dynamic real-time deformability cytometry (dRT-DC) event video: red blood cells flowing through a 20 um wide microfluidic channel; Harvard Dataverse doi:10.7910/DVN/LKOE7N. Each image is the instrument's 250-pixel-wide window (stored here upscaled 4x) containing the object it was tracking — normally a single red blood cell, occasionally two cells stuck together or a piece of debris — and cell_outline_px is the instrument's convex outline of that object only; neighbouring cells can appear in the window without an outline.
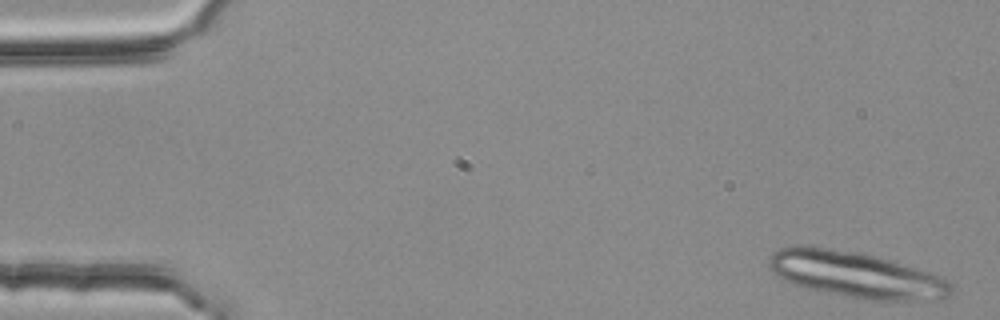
{"species": "common noctule bat (a hibernating species)", "species_latin": "Nyctalus noctula", "temperature_condition": "room temperature", "stored_images_in_passage": 4, "camera_frame_rate_fps": 3000, "um_per_image_px": 0.085, "animal": {"sex": "female", "body_mass_g": 25.1}, "frame": {"image": 1, "passage_image": 1, "time_ms": 0.0, "image_size_px": [1000, 320], "cell_outline_px": [[952, 292], [944, 300], [872, 300], [828, 292], [808, 288], [792, 284], [784, 280], [772, 272], [768, 264], [768, 256], [772, 252], [780, 248], [828, 248], [856, 252], [888, 260], [928, 272], [948, 280], [952, 284]], "centroid_in_image_um": [72.79, 23.38], "position_along_channel_um": 12.2, "area_um2": 47.74}}